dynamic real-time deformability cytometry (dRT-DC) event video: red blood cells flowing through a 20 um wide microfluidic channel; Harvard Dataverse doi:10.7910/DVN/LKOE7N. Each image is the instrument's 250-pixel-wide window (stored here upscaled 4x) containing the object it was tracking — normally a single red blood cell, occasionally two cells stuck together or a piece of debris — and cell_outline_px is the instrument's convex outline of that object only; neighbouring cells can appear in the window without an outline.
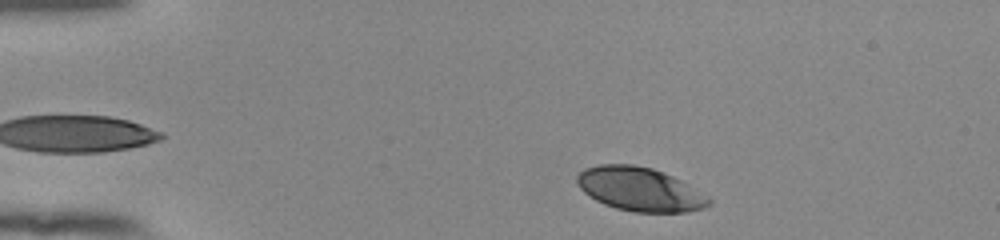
{"species": "human", "species_latin": "Homo sapiens", "temperature_condition": "room temperature", "stored_images_in_passage": 45, "camera_frame_rate_fps": 3000, "um_per_image_px": 0.085, "donor": {"sex": "female"}, "frame": {"image": 1, "passage_image": 2, "time_ms": 0.333, "image_size_px": [1000, 240], "cell_outline_px": [[712, 204], [704, 208], [688, 212], [636, 212], [616, 208], [604, 204], [596, 200], [584, 192], [576, 184], [576, 176], [584, 168], [600, 164], [632, 164], [652, 168], [672, 176], [688, 184], [708, 196], [712, 200]], "centroid_in_image_um": [54.39, 16.08], "position_along_channel_um": 30.6, "area_um2": 33.7}}
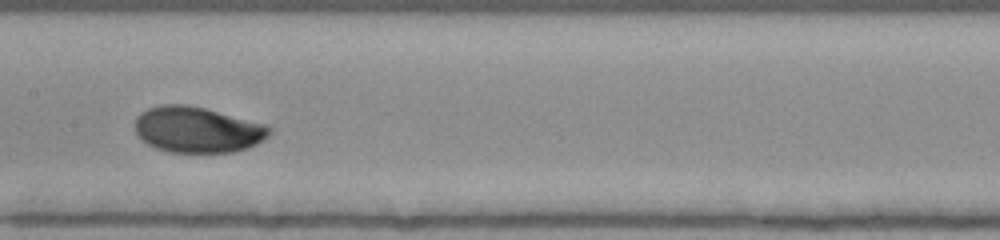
{"frame": {"image": 2, "passage_image": 20, "time_ms": 6.333, "image_size_px": [1000, 240], "cell_outline_px": [[272, 132], [268, 136], [256, 144], [248, 148], [236, 152], [172, 152], [156, 148], [148, 144], [136, 132], [136, 116], [140, 112], [148, 108], [160, 104], [188, 104], [204, 108], [264, 124], [272, 128]], "centroid_in_image_um": [16.78, 11.02], "position_along_channel_um": 190.6, "area_um2": 35.78}}
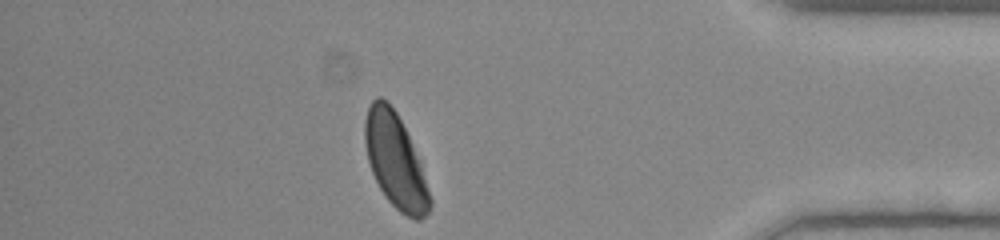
{"frame": {"image": 3, "passage_image": 39, "time_ms": 12.667, "image_size_px": [1000, 240], "cell_outline_px": [[432, 204], [428, 212], [420, 220], [416, 220], [400, 212], [388, 200], [380, 188], [372, 172], [368, 160], [364, 140], [364, 120], [368, 108], [372, 100], [376, 96], [380, 96], [388, 100], [396, 112], [408, 136], [420, 164], [432, 200]], "centroid_in_image_um": [33.58, 13.65], "position_along_channel_um": 401.6, "area_um2": 35.2}, "authors_computed_cell_mechanics": {"area_um2": 35.3736, "velocity_mm_per_s": 3.8504, "shape_relaxation_time_tau1_ms": 2.9502, "shape_relaxation_time_tau2_ms": null, "deformation_change_tau1": 0.155, "deformation_change_tau2": null}}